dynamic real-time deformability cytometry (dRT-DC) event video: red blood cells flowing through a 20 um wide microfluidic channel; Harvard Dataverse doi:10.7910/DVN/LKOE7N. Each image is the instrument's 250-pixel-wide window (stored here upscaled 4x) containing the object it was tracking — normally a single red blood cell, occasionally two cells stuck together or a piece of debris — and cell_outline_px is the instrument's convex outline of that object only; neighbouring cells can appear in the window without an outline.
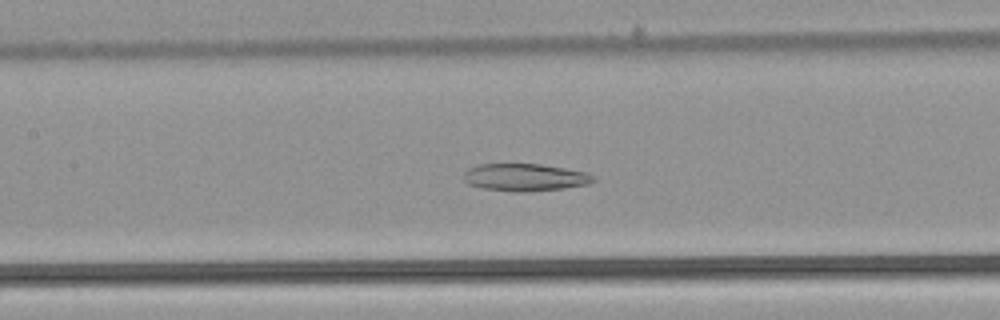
{"species": "common noctule bat (a hibernating species)", "species_latin": "Nyctalus noctula", "temperature_condition": "warm", "stored_images_in_passage": 53, "camera_frame_rate_fps": 3000, "um_per_image_px": 0.085, "animal": {"sex": "male", "body_mass_g": 21.5, "forearm_length_mm": 52.0}, "frame": {"image": 1, "passage_image": 25, "time_ms": 8.0, "image_size_px": [1000, 320], "cell_outline_px": [[596, 180], [588, 184], [564, 188], [528, 192], [512, 192], [480, 188], [468, 184], [464, 180], [464, 172], [468, 168], [480, 164], [540, 164], [564, 168], [584, 172], [592, 176]], "centroid_in_image_um": [44.57, 15.08], "position_along_channel_um": 162.8, "area_um2": 20.75}}
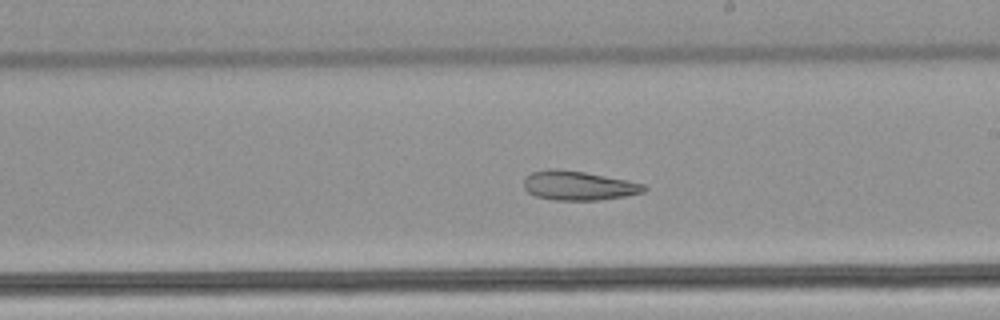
{"frame": {"image": 2, "passage_image": 31, "time_ms": 10.0, "image_size_px": [1000, 320], "cell_outline_px": [[648, 188], [644, 192], [624, 196], [600, 200], [552, 200], [536, 196], [528, 192], [524, 188], [524, 176], [532, 172], [548, 168], [552, 168], [584, 172], [644, 184]], "centroid_in_image_um": [49.12, 15.78], "position_along_channel_um": 239.9, "area_um2": 20.4}}
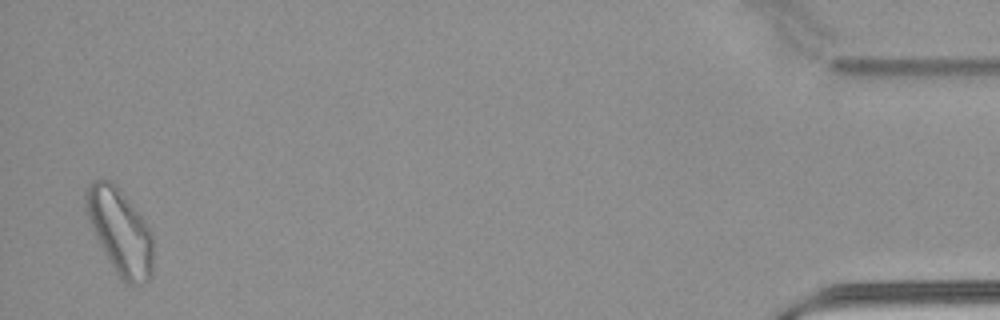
{"frame": {"image": 3, "passage_image": 52, "time_ms": 17.0, "image_size_px": [1000, 320], "cell_outline_px": [[152, 276], [144, 284], [136, 288], [128, 284], [116, 272], [108, 260], [92, 228], [84, 204], [84, 196], [88, 188], [96, 180], [108, 180], [116, 184], [144, 220], [152, 232]], "centroid_in_image_um": [10.23, 19.72], "position_along_channel_um": 425.0, "area_um2": 33.18}, "authors_computed_cell_mechanics": {"area_um2": 28.2642, "velocity_mm_per_s": 3.8636, "shape_relaxation_time_tau1_ms": null, "shape_relaxation_time_tau2_ms": 6.7228, "deformation_change_tau1": null, "deformation_change_tau2": 0.1729}}